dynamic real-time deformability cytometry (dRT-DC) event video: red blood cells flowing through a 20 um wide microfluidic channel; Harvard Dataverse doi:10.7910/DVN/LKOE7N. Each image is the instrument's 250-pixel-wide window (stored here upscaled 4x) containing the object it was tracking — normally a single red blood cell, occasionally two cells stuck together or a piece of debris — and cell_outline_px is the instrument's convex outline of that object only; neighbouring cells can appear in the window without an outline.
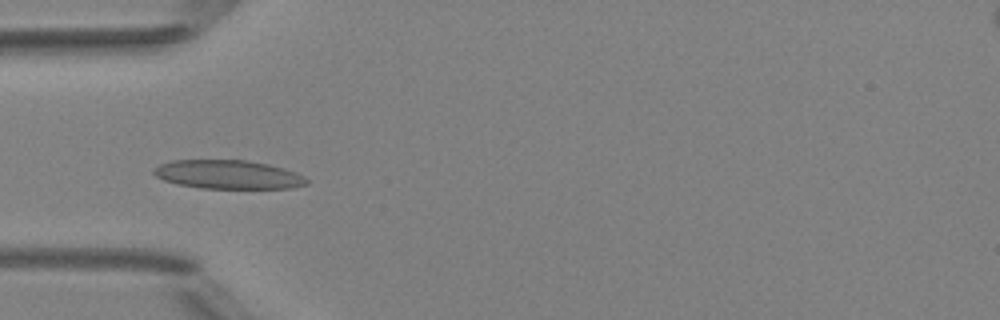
{"species": "Egyptian fruit bat (a non-hibernating species)", "species_latin": "Rousettus aegyptiacus", "temperature_condition": "room temperature", "stored_images_in_passage": 4, "camera_frame_rate_fps": 3000, "um_per_image_px": 0.085, "animal": {"sex": "female"}, "frame": {"image": 1, "passage_image": 4, "time_ms": 3.333, "image_size_px": [1000, 320], "cell_outline_px": [[308, 184], [292, 188], [200, 188], [176, 184], [164, 180], [156, 176], [152, 172], [152, 168], [160, 164], [172, 160], [244, 160], [268, 164], [284, 168], [296, 172], [304, 176], [308, 180]], "centroid_in_image_um": [19.38, 14.83], "position_along_channel_um": 65.6, "area_um2": 25.72}}